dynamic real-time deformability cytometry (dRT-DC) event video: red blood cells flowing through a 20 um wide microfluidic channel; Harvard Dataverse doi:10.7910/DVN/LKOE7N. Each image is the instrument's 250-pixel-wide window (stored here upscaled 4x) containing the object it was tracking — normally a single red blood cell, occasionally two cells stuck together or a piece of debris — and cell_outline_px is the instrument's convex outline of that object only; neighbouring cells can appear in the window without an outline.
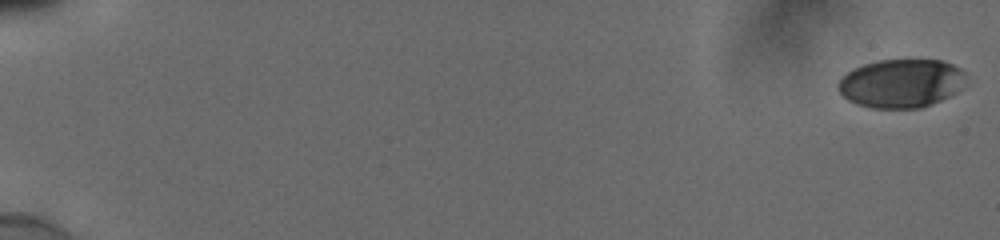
{"species": "human", "species_latin": "Homo sapiens", "temperature_condition": "cold", "stored_images_in_passage": 57, "segment_of_instrument_passage": [1, 2], "camera_frame_rate_fps": 3000, "um_per_image_px": 0.085, "donor": {"sex": "male"}, "frame": {"image": 1, "passage_image": 1, "time_ms": 0.0, "image_size_px": [1000, 240], "cell_outline_px": [[964, 76], [960, 88], [956, 92], [940, 100], [920, 108], [872, 108], [856, 104], [848, 100], [836, 88], [836, 84], [840, 76], [852, 68], [876, 60], [944, 60], [960, 68], [964, 72]], "centroid_in_image_um": [76.52, 7.07], "position_along_channel_um": 8.5, "area_um2": 36.3}}
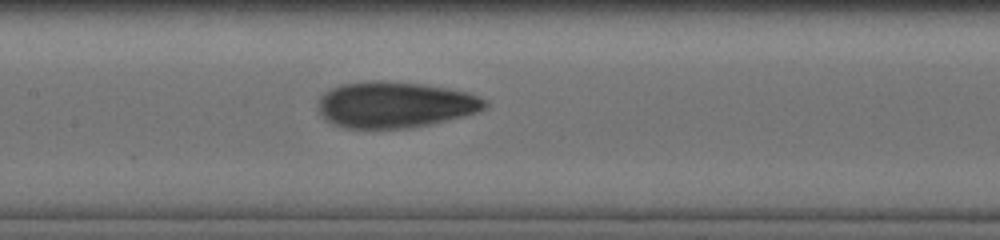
{"frame": {"image": 2, "passage_image": 30, "time_ms": 9.667, "image_size_px": [1000, 240], "cell_outline_px": [[488, 108], [480, 112], [464, 116], [428, 124], [408, 128], [344, 128], [332, 124], [316, 108], [316, 104], [320, 96], [324, 92], [332, 88], [344, 84], [376, 80], [380, 80], [420, 84], [448, 88], [468, 92], [488, 100]], "centroid_in_image_um": [33.6, 8.9], "position_along_channel_um": 173.8, "area_um2": 44.97}}
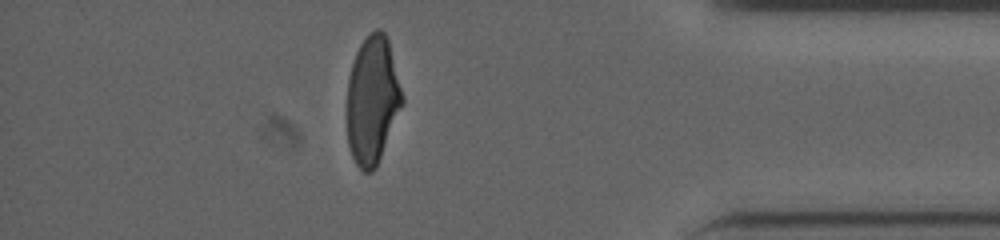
{"frame": {"image": 3, "passage_image": 50, "time_ms": 16.333, "image_size_px": [1000, 240], "cell_outline_px": [[404, 104], [376, 168], [372, 172], [364, 172], [356, 164], [352, 156], [348, 144], [348, 76], [356, 52], [360, 44], [376, 28], [380, 28], [384, 32], [388, 40], [404, 96]], "centroid_in_image_um": [31.68, 8.53], "position_along_channel_um": 403.5, "area_um2": 41.21}}